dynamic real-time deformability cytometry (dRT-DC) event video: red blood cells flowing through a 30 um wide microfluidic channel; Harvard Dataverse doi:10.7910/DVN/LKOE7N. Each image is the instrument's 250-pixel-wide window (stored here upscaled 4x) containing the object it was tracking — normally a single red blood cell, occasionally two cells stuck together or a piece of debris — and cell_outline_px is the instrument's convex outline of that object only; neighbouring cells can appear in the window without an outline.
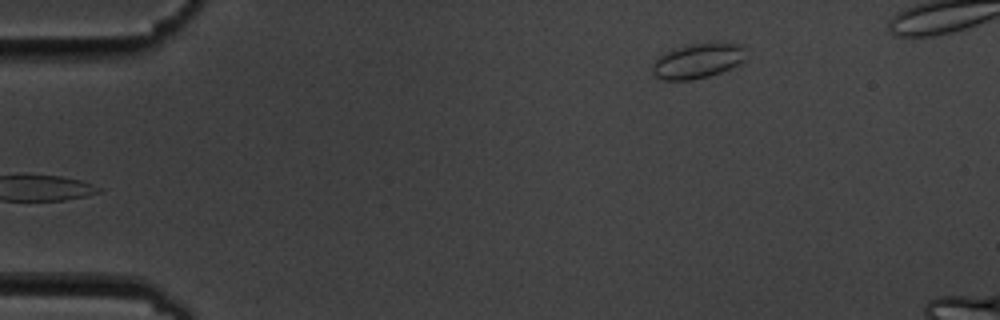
{"species": "common noctule bat (a hibernating species)", "species_latin": "Nyctalus noctula", "temperature_condition": "cold", "stored_images_in_passage": 2, "segment_of_instrument_passage": [2, 2], "camera_frame_rate_fps": 3000, "um_per_image_px": 0.085, "animal": {"sex": "male", "body_mass_g": 19.5, "forearm_length_mm": 54.6}, "frame": {"image": 1, "passage_image": 2, "time_ms": 1.0, "image_size_px": [1000, 320], "cell_outline_px": [[744, 60], [740, 64], [720, 72], [708, 76], [692, 80], [664, 80], [656, 76], [652, 72], [652, 64], [664, 52], [672, 48], [684, 44], [708, 40], [744, 44]], "centroid_in_image_um": [59.32, 5.11], "position_along_channel_um": 25.7, "area_um2": 19.77}}